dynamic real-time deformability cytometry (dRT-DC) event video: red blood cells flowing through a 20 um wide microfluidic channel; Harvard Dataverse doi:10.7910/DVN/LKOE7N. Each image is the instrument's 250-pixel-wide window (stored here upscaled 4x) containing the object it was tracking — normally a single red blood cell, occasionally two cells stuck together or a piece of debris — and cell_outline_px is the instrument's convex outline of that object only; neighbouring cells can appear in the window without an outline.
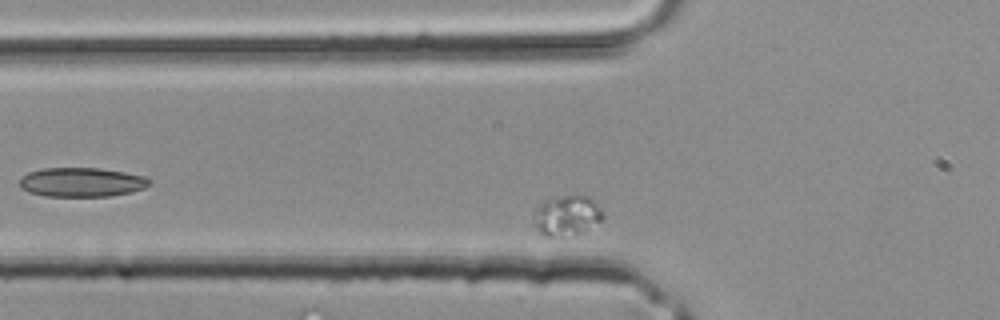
{"species": "common noctule bat (a hibernating species)", "species_latin": "Nyctalus noctula", "temperature_condition": "room temperature", "stored_images_in_passage": 4, "camera_frame_rate_fps": 3000, "um_per_image_px": 0.085, "animal": {"sex": "male", "body_mass_g": 20.4}, "frame": {"image": 1, "passage_image": 4, "time_ms": 1.0, "image_size_px": [1000, 320], "cell_outline_px": [[604, 216], [600, 220], [576, 236], [544, 236], [536, 228], [532, 220], [536, 208], [544, 200], [564, 196], [588, 196], [604, 212]], "centroid_in_image_um": [48.15, 18.34], "position_along_channel_um": 77.6, "area_um2": 16.13}}